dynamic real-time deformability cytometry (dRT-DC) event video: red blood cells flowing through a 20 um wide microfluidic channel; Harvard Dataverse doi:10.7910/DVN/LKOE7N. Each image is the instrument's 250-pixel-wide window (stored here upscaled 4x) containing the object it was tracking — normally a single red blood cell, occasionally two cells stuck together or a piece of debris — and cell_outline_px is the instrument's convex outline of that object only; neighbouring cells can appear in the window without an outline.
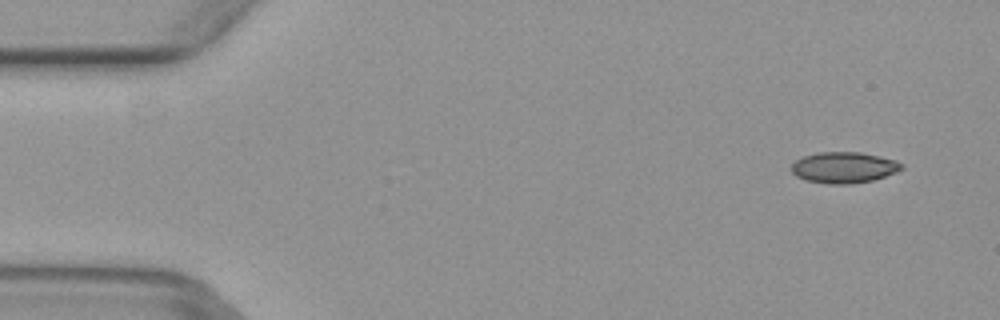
{"species": "common noctule bat (a hibernating species)", "species_latin": "Nyctalus noctula", "temperature_condition": "warm", "stored_images_in_passage": 4, "camera_frame_rate_fps": 3000, "um_per_image_px": 0.085, "animal": {"sex": "female", "body_mass_g": 29.2, "forearm_length_mm": 56.3}, "frame": {"image": 1, "passage_image": 1, "time_ms": 0.0, "image_size_px": [1000, 320], "cell_outline_px": [[904, 168], [896, 172], [872, 180], [848, 184], [828, 184], [808, 180], [796, 176], [792, 172], [792, 164], [796, 160], [804, 156], [816, 152], [860, 152], [896, 160], [904, 164]], "centroid_in_image_um": [71.74, 14.23], "position_along_channel_um": 13.3, "area_um2": 19.83}}